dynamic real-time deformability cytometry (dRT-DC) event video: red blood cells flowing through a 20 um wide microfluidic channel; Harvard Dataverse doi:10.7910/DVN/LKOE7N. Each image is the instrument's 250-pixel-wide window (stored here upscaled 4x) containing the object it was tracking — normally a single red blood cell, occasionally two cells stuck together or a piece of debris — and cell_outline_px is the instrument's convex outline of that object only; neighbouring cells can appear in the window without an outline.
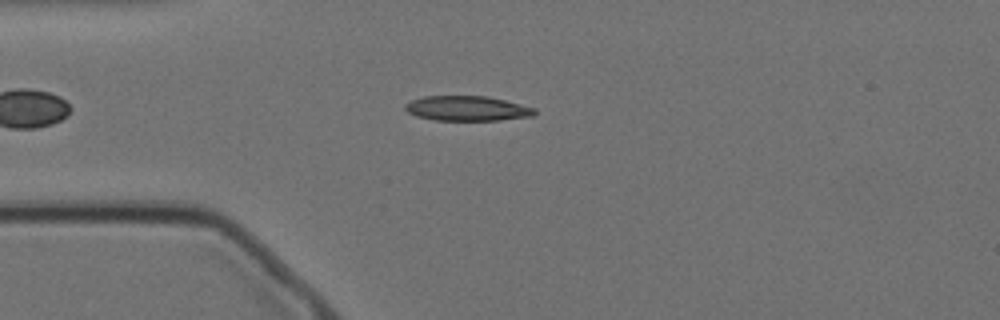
{"species": "Egyptian fruit bat (a non-hibernating species)", "species_latin": "Rousettus aegyptiacus", "temperature_condition": "cold", "stored_images_in_passage": 39, "camera_frame_rate_fps": 3000, "um_per_image_px": 0.085, "animal": {"sex": "female"}, "frame": {"image": 1, "passage_image": 1, "time_ms": 0.0, "image_size_px": [1000, 320], "cell_outline_px": [[536, 112], [532, 116], [500, 120], [436, 120], [416, 116], [408, 112], [404, 108], [404, 104], [412, 100], [424, 96], [488, 96], [536, 108]], "centroid_in_image_um": [39.7, 9.21], "position_along_channel_um": 45.3, "area_um2": 18.73}}
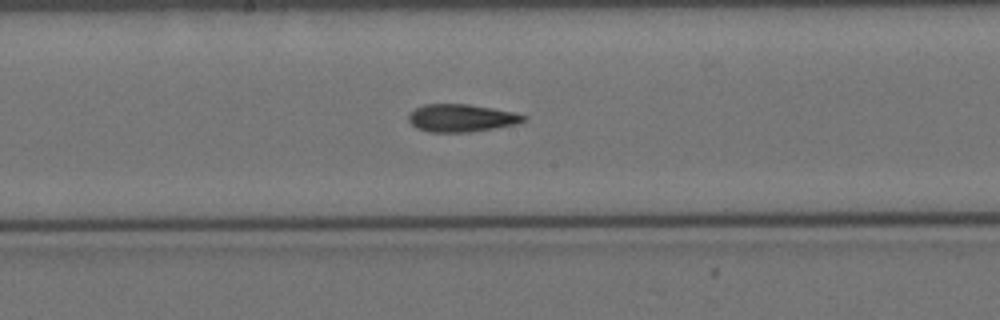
{"frame": {"image": 2, "passage_image": 16, "time_ms": 5.0, "image_size_px": [1000, 320], "cell_outline_px": [[528, 116], [524, 120], [516, 124], [468, 132], [428, 132], [416, 128], [408, 120], [408, 116], [416, 108], [424, 104], [468, 104], [492, 108], [512, 112]], "centroid_in_image_um": [39.18, 10.03], "position_along_channel_um": 209.0, "area_um2": 18.32}}
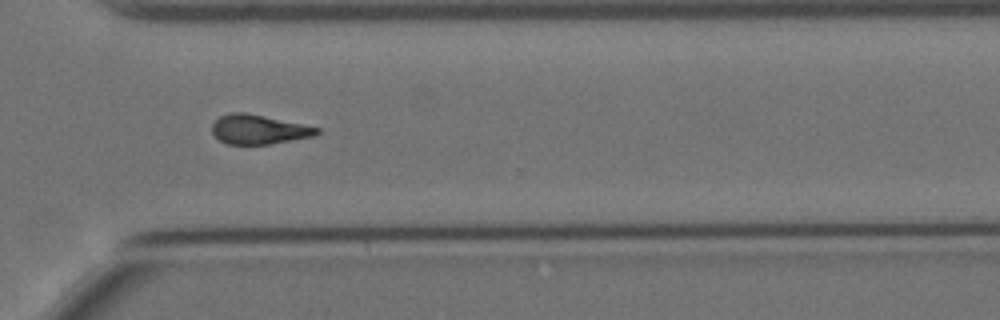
{"frame": {"image": 3, "passage_image": 28, "time_ms": 9.0, "image_size_px": [1000, 320], "cell_outline_px": [[320, 132], [312, 136], [268, 144], [228, 144], [220, 140], [212, 132], [212, 124], [220, 116], [232, 112], [244, 112], [264, 116], [320, 128]], "centroid_in_image_um": [21.96, 11.0], "position_along_channel_um": 348.6, "area_um2": 17.57}, "authors_computed_cell_mechanics": {"area_um2": 18.6694, "velocity_mm_per_s": 3.5019, "shape_relaxation_time_tau1_ms": 7.5156, "shape_relaxation_time_tau2_ms": 5.9036, "deformation_change_tau1": 0.183, "deformation_change_tau2": 0.1356}}